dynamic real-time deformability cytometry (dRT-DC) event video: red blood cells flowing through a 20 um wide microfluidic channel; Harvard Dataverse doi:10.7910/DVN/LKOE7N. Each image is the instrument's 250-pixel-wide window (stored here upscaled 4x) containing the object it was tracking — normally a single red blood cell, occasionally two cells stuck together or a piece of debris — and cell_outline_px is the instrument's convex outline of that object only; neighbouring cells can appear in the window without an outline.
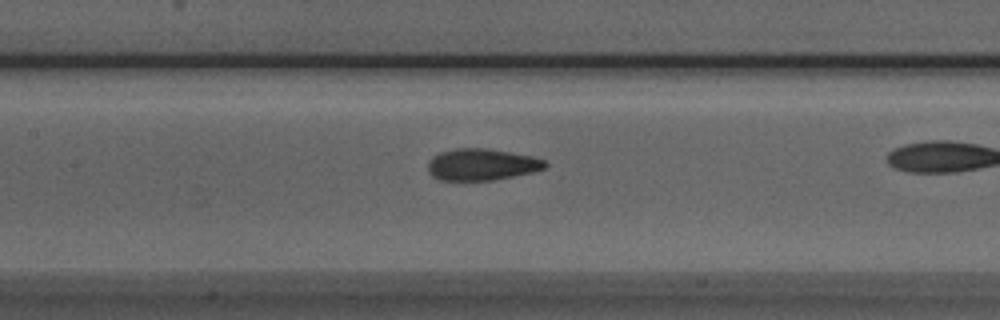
{"species": "Egyptian fruit bat (a non-hibernating species)", "species_latin": "Rousettus aegyptiacus", "temperature_condition": "room temperature", "stored_images_in_passage": 39, "camera_frame_rate_fps": 3000, "um_per_image_px": 0.085, "animal": {"sex": "male"}, "frame": {"image": 1, "passage_image": 23, "time_ms": 7.333, "image_size_px": [1000, 320], "cell_outline_px": [[548, 164], [544, 168], [532, 172], [492, 180], [440, 180], [432, 176], [428, 172], [428, 160], [432, 156], [440, 152], [456, 148], [484, 148], [532, 156], [544, 160]], "centroid_in_image_um": [40.9, 13.98], "position_along_channel_um": 166.5, "area_um2": 21.5}}